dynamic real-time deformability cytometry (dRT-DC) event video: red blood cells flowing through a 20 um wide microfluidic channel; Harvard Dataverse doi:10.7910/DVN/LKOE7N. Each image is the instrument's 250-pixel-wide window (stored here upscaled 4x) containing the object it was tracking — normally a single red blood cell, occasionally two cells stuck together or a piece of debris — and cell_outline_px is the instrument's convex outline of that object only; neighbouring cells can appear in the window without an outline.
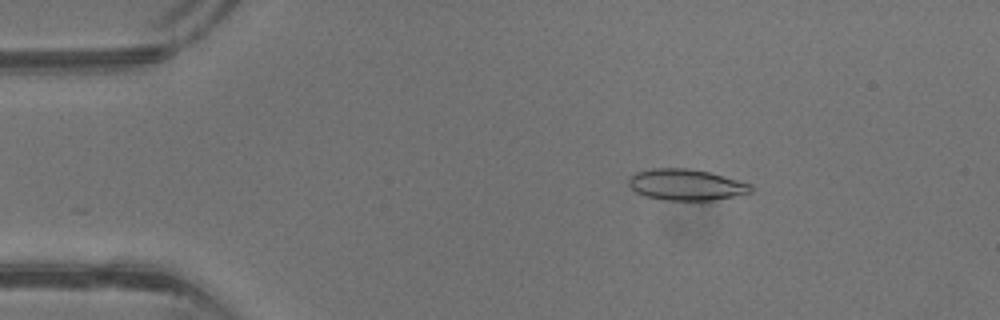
{"species": "common noctule bat (a hibernating species)", "species_latin": "Nyctalus noctula", "temperature_condition": "warm", "stored_images_in_passage": 41, "camera_frame_rate_fps": 3000, "um_per_image_px": 0.085, "animal": {"sex": "male", "body_mass_g": 13.3}, "frame": {"image": 1, "passage_image": 7, "time_ms": 2.0, "image_size_px": [1000, 320], "cell_outline_px": [[752, 192], [712, 200], [664, 200], [644, 196], [636, 192], [628, 184], [628, 180], [636, 172], [652, 168], [688, 168], [712, 172], [752, 184]], "centroid_in_image_um": [58.32, 15.69], "position_along_channel_um": 26.7, "area_um2": 22.25}}
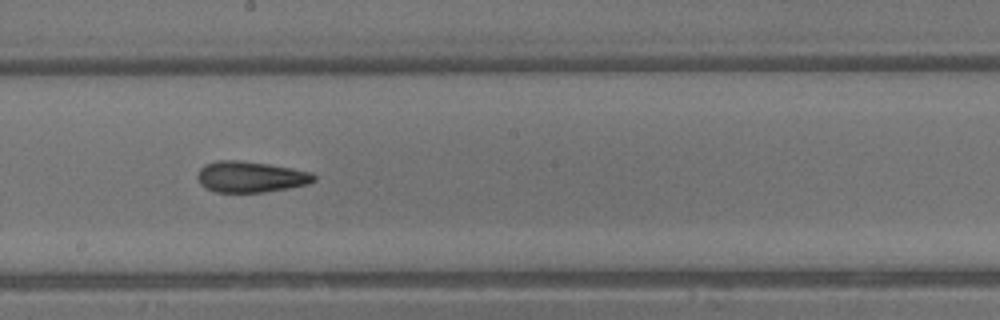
{"frame": {"image": 2, "passage_image": 23, "time_ms": 7.333, "image_size_px": [1000, 320], "cell_outline_px": [[316, 180], [308, 184], [288, 188], [264, 192], [216, 192], [204, 188], [200, 184], [196, 176], [200, 168], [204, 164], [216, 160], [240, 160], [268, 164], [292, 168], [312, 172], [316, 176]], "centroid_in_image_um": [21.28, 15.02], "position_along_channel_um": 226.9, "area_um2": 21.27}}
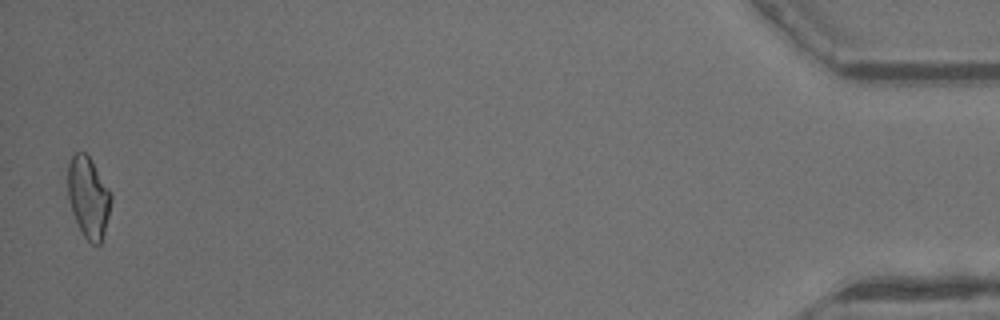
{"frame": {"image": 3, "passage_image": 41, "time_ms": 13.333, "image_size_px": [1000, 320], "cell_outline_px": [[112, 200], [104, 232], [100, 244], [92, 244], [84, 236], [72, 212], [68, 200], [68, 164], [72, 156], [76, 152], [84, 152], [88, 156], [108, 188], [112, 196]], "centroid_in_image_um": [7.5, 16.77], "position_along_channel_um": 427.7, "area_um2": 20.0}, "authors_computed_cell_mechanics": {"area_um2": 21.0392, "velocity_mm_per_s": 4.9798, "shape_relaxation_time_tau1_ms": 4.328, "shape_relaxation_time_tau2_ms": 2.2349, "deformation_change_tau1": 0.1784, "deformation_change_tau2": 0.1205}}